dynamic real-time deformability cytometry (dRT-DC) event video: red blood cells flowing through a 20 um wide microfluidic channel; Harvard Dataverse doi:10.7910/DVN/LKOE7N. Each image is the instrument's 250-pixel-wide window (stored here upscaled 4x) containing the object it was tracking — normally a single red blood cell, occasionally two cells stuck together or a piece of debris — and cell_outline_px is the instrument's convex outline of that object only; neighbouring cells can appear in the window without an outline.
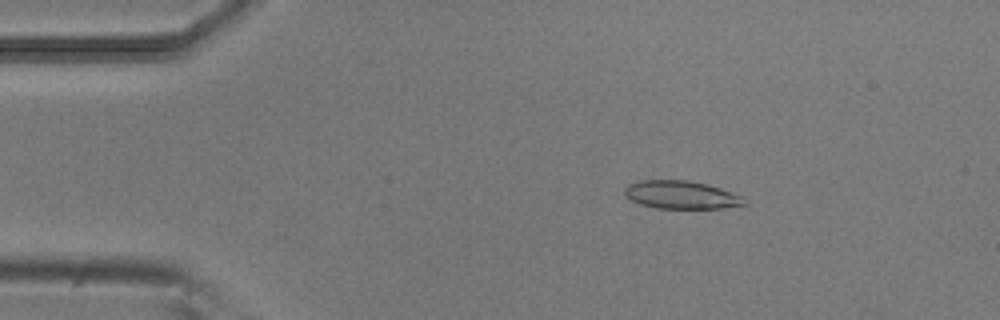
{"species": "common noctule bat (a hibernating species)", "species_latin": "Nyctalus noctula", "temperature_condition": "room temperature", "stored_images_in_passage": 30, "camera_frame_rate_fps": 3000, "um_per_image_px": 0.085, "animal": {"sex": "male", "body_mass_g": 20.5, "forearm_length_mm": 52.5}, "frame": {"image": 1, "passage_image": 9, "time_ms": 2.667, "image_size_px": [1000, 320], "cell_outline_px": [[748, 204], [720, 208], [656, 208], [640, 204], [632, 200], [624, 192], [624, 188], [628, 184], [640, 180], [688, 180], [708, 184], [744, 196]], "centroid_in_image_um": [57.93, 16.55], "position_along_channel_um": 27.1, "area_um2": 19.59}}
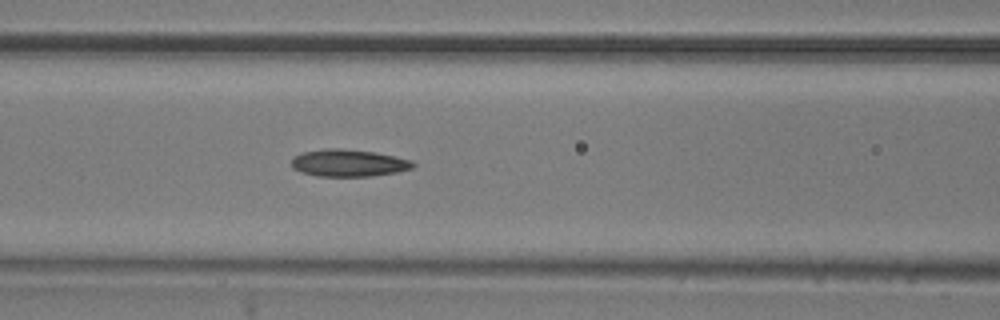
{"frame": {"image": 2, "passage_image": 22, "time_ms": 7.0, "image_size_px": [1000, 320], "cell_outline_px": [[416, 164], [412, 168], [396, 172], [372, 176], [316, 176], [300, 172], [292, 168], [292, 160], [296, 156], [304, 152], [324, 148], [340, 148], [376, 152], [412, 160]], "centroid_in_image_um": [29.63, 13.85], "position_along_channel_um": 137.0, "area_um2": 19.25}}
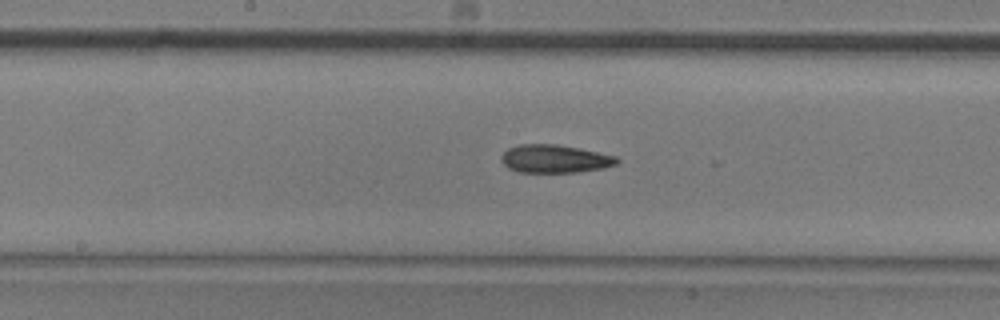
{"frame": {"image": 3, "passage_image": 27, "time_ms": 8.667, "image_size_px": [1000, 320], "cell_outline_px": [[620, 160], [616, 164], [604, 168], [576, 172], [520, 172], [508, 168], [500, 160], [500, 156], [508, 148], [520, 144], [556, 144], [580, 148], [616, 156]], "centroid_in_image_um": [47.15, 13.49], "position_along_channel_um": 201.1, "area_um2": 18.96}}